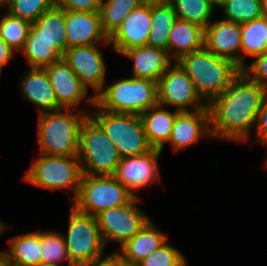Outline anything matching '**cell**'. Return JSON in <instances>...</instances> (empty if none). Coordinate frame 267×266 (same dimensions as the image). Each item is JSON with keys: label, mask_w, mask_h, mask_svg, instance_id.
<instances>
[{"label": "cell", "mask_w": 267, "mask_h": 266, "mask_svg": "<svg viewBox=\"0 0 267 266\" xmlns=\"http://www.w3.org/2000/svg\"><path fill=\"white\" fill-rule=\"evenodd\" d=\"M93 107L95 114L89 116L112 141L121 159L146 154L153 149L146 138L141 116L109 112L96 104Z\"/></svg>", "instance_id": "5b68a950"}, {"label": "cell", "mask_w": 267, "mask_h": 266, "mask_svg": "<svg viewBox=\"0 0 267 266\" xmlns=\"http://www.w3.org/2000/svg\"><path fill=\"white\" fill-rule=\"evenodd\" d=\"M65 260L67 266H75L68 256L63 235L56 231L41 232V265L60 266Z\"/></svg>", "instance_id": "4dcf8cb0"}, {"label": "cell", "mask_w": 267, "mask_h": 266, "mask_svg": "<svg viewBox=\"0 0 267 266\" xmlns=\"http://www.w3.org/2000/svg\"><path fill=\"white\" fill-rule=\"evenodd\" d=\"M158 104L172 106L175 110L190 111L188 106L195 110L208 109V103H200L202 97L197 92L193 81L175 61L157 82Z\"/></svg>", "instance_id": "8fae6325"}, {"label": "cell", "mask_w": 267, "mask_h": 266, "mask_svg": "<svg viewBox=\"0 0 267 266\" xmlns=\"http://www.w3.org/2000/svg\"><path fill=\"white\" fill-rule=\"evenodd\" d=\"M20 86L22 95L39 108L38 114L63 110L44 68H30L21 78Z\"/></svg>", "instance_id": "ffe728a7"}, {"label": "cell", "mask_w": 267, "mask_h": 266, "mask_svg": "<svg viewBox=\"0 0 267 266\" xmlns=\"http://www.w3.org/2000/svg\"><path fill=\"white\" fill-rule=\"evenodd\" d=\"M121 54L134 60L132 77L156 82L174 61L167 51L149 46L134 47Z\"/></svg>", "instance_id": "44dd1931"}, {"label": "cell", "mask_w": 267, "mask_h": 266, "mask_svg": "<svg viewBox=\"0 0 267 266\" xmlns=\"http://www.w3.org/2000/svg\"><path fill=\"white\" fill-rule=\"evenodd\" d=\"M137 266H187V260L179 250L166 241Z\"/></svg>", "instance_id": "e575fe53"}, {"label": "cell", "mask_w": 267, "mask_h": 266, "mask_svg": "<svg viewBox=\"0 0 267 266\" xmlns=\"http://www.w3.org/2000/svg\"><path fill=\"white\" fill-rule=\"evenodd\" d=\"M70 261L75 266H88L105 252L97 220L71 206L67 236H63Z\"/></svg>", "instance_id": "9c48e42d"}, {"label": "cell", "mask_w": 267, "mask_h": 266, "mask_svg": "<svg viewBox=\"0 0 267 266\" xmlns=\"http://www.w3.org/2000/svg\"><path fill=\"white\" fill-rule=\"evenodd\" d=\"M262 16L267 19V0H261Z\"/></svg>", "instance_id": "b9f144b4"}, {"label": "cell", "mask_w": 267, "mask_h": 266, "mask_svg": "<svg viewBox=\"0 0 267 266\" xmlns=\"http://www.w3.org/2000/svg\"><path fill=\"white\" fill-rule=\"evenodd\" d=\"M83 172L77 156H53L40 153V157L32 162L23 180L45 189H70L77 196Z\"/></svg>", "instance_id": "52a82bcc"}, {"label": "cell", "mask_w": 267, "mask_h": 266, "mask_svg": "<svg viewBox=\"0 0 267 266\" xmlns=\"http://www.w3.org/2000/svg\"><path fill=\"white\" fill-rule=\"evenodd\" d=\"M216 6H218L224 0H211Z\"/></svg>", "instance_id": "f6af8a7d"}, {"label": "cell", "mask_w": 267, "mask_h": 266, "mask_svg": "<svg viewBox=\"0 0 267 266\" xmlns=\"http://www.w3.org/2000/svg\"><path fill=\"white\" fill-rule=\"evenodd\" d=\"M204 47L241 68V24L224 19L210 23L204 29Z\"/></svg>", "instance_id": "5bb4252c"}, {"label": "cell", "mask_w": 267, "mask_h": 266, "mask_svg": "<svg viewBox=\"0 0 267 266\" xmlns=\"http://www.w3.org/2000/svg\"><path fill=\"white\" fill-rule=\"evenodd\" d=\"M138 200L140 199L134 196L127 204L109 208L95 216L105 246L108 241L124 245L150 220L137 207Z\"/></svg>", "instance_id": "30bf717a"}, {"label": "cell", "mask_w": 267, "mask_h": 266, "mask_svg": "<svg viewBox=\"0 0 267 266\" xmlns=\"http://www.w3.org/2000/svg\"><path fill=\"white\" fill-rule=\"evenodd\" d=\"M26 41H44L62 57L67 51L65 10L53 6L32 23Z\"/></svg>", "instance_id": "d6986e66"}, {"label": "cell", "mask_w": 267, "mask_h": 266, "mask_svg": "<svg viewBox=\"0 0 267 266\" xmlns=\"http://www.w3.org/2000/svg\"><path fill=\"white\" fill-rule=\"evenodd\" d=\"M178 19L206 29L216 6L211 0H169Z\"/></svg>", "instance_id": "f1b7e54d"}, {"label": "cell", "mask_w": 267, "mask_h": 266, "mask_svg": "<svg viewBox=\"0 0 267 266\" xmlns=\"http://www.w3.org/2000/svg\"><path fill=\"white\" fill-rule=\"evenodd\" d=\"M67 49L77 46L109 43L103 32L100 12L65 11Z\"/></svg>", "instance_id": "9a60e30c"}, {"label": "cell", "mask_w": 267, "mask_h": 266, "mask_svg": "<svg viewBox=\"0 0 267 266\" xmlns=\"http://www.w3.org/2000/svg\"><path fill=\"white\" fill-rule=\"evenodd\" d=\"M61 111V112H60ZM39 114L37 141L40 153L53 156H77L82 123L89 116L66 109Z\"/></svg>", "instance_id": "3957f363"}, {"label": "cell", "mask_w": 267, "mask_h": 266, "mask_svg": "<svg viewBox=\"0 0 267 266\" xmlns=\"http://www.w3.org/2000/svg\"><path fill=\"white\" fill-rule=\"evenodd\" d=\"M7 0H0V7L6 2Z\"/></svg>", "instance_id": "bcb514c9"}, {"label": "cell", "mask_w": 267, "mask_h": 266, "mask_svg": "<svg viewBox=\"0 0 267 266\" xmlns=\"http://www.w3.org/2000/svg\"><path fill=\"white\" fill-rule=\"evenodd\" d=\"M49 77L56 100L64 110L74 109L87 98L88 90L62 59L44 68Z\"/></svg>", "instance_id": "e0dca14e"}, {"label": "cell", "mask_w": 267, "mask_h": 266, "mask_svg": "<svg viewBox=\"0 0 267 266\" xmlns=\"http://www.w3.org/2000/svg\"><path fill=\"white\" fill-rule=\"evenodd\" d=\"M141 5L154 6L168 2L169 0H139Z\"/></svg>", "instance_id": "60d3db41"}, {"label": "cell", "mask_w": 267, "mask_h": 266, "mask_svg": "<svg viewBox=\"0 0 267 266\" xmlns=\"http://www.w3.org/2000/svg\"><path fill=\"white\" fill-rule=\"evenodd\" d=\"M0 266H11V265L0 255Z\"/></svg>", "instance_id": "ee69618b"}, {"label": "cell", "mask_w": 267, "mask_h": 266, "mask_svg": "<svg viewBox=\"0 0 267 266\" xmlns=\"http://www.w3.org/2000/svg\"><path fill=\"white\" fill-rule=\"evenodd\" d=\"M134 195L113 175L91 176L83 174L72 206L94 217L101 211L127 204Z\"/></svg>", "instance_id": "ba28073f"}, {"label": "cell", "mask_w": 267, "mask_h": 266, "mask_svg": "<svg viewBox=\"0 0 267 266\" xmlns=\"http://www.w3.org/2000/svg\"><path fill=\"white\" fill-rule=\"evenodd\" d=\"M203 47L204 29L197 24L177 18L169 33V56L177 61L181 56Z\"/></svg>", "instance_id": "603a6c76"}, {"label": "cell", "mask_w": 267, "mask_h": 266, "mask_svg": "<svg viewBox=\"0 0 267 266\" xmlns=\"http://www.w3.org/2000/svg\"><path fill=\"white\" fill-rule=\"evenodd\" d=\"M77 158L83 174L114 175L120 156L103 129L88 116L82 123Z\"/></svg>", "instance_id": "8992f818"}, {"label": "cell", "mask_w": 267, "mask_h": 266, "mask_svg": "<svg viewBox=\"0 0 267 266\" xmlns=\"http://www.w3.org/2000/svg\"><path fill=\"white\" fill-rule=\"evenodd\" d=\"M8 242L11 250H5L0 255L11 266L41 265V231L21 234Z\"/></svg>", "instance_id": "cb8c5ba5"}, {"label": "cell", "mask_w": 267, "mask_h": 266, "mask_svg": "<svg viewBox=\"0 0 267 266\" xmlns=\"http://www.w3.org/2000/svg\"><path fill=\"white\" fill-rule=\"evenodd\" d=\"M204 135L212 138L209 109L181 111L176 114L168 143L176 152L195 144Z\"/></svg>", "instance_id": "ac0fdd59"}, {"label": "cell", "mask_w": 267, "mask_h": 266, "mask_svg": "<svg viewBox=\"0 0 267 266\" xmlns=\"http://www.w3.org/2000/svg\"><path fill=\"white\" fill-rule=\"evenodd\" d=\"M151 26V6L132 10L121 26L109 38L113 51L121 54L134 47L147 46Z\"/></svg>", "instance_id": "2e32d148"}, {"label": "cell", "mask_w": 267, "mask_h": 266, "mask_svg": "<svg viewBox=\"0 0 267 266\" xmlns=\"http://www.w3.org/2000/svg\"><path fill=\"white\" fill-rule=\"evenodd\" d=\"M256 143L267 144V96L256 119Z\"/></svg>", "instance_id": "74e56055"}, {"label": "cell", "mask_w": 267, "mask_h": 266, "mask_svg": "<svg viewBox=\"0 0 267 266\" xmlns=\"http://www.w3.org/2000/svg\"><path fill=\"white\" fill-rule=\"evenodd\" d=\"M102 0H54V6L65 11L100 12Z\"/></svg>", "instance_id": "8d00e7d4"}, {"label": "cell", "mask_w": 267, "mask_h": 266, "mask_svg": "<svg viewBox=\"0 0 267 266\" xmlns=\"http://www.w3.org/2000/svg\"><path fill=\"white\" fill-rule=\"evenodd\" d=\"M53 6L54 0H7L1 7H6L9 14L33 23Z\"/></svg>", "instance_id": "d6a6232c"}, {"label": "cell", "mask_w": 267, "mask_h": 266, "mask_svg": "<svg viewBox=\"0 0 267 266\" xmlns=\"http://www.w3.org/2000/svg\"><path fill=\"white\" fill-rule=\"evenodd\" d=\"M267 19L259 18L241 24V69L245 56L254 57L266 50ZM243 53V54H242Z\"/></svg>", "instance_id": "4316f807"}, {"label": "cell", "mask_w": 267, "mask_h": 266, "mask_svg": "<svg viewBox=\"0 0 267 266\" xmlns=\"http://www.w3.org/2000/svg\"><path fill=\"white\" fill-rule=\"evenodd\" d=\"M15 51L11 49L1 38H0V75L3 66L8 64L9 59L13 58Z\"/></svg>", "instance_id": "ab89813d"}, {"label": "cell", "mask_w": 267, "mask_h": 266, "mask_svg": "<svg viewBox=\"0 0 267 266\" xmlns=\"http://www.w3.org/2000/svg\"><path fill=\"white\" fill-rule=\"evenodd\" d=\"M32 23L8 12L0 19V38L15 52L22 51Z\"/></svg>", "instance_id": "f546056e"}, {"label": "cell", "mask_w": 267, "mask_h": 266, "mask_svg": "<svg viewBox=\"0 0 267 266\" xmlns=\"http://www.w3.org/2000/svg\"><path fill=\"white\" fill-rule=\"evenodd\" d=\"M266 146H267V144H265ZM267 149V148H266ZM266 155H267V150H266ZM267 157V156H266ZM265 164L267 165V159H266V162H265Z\"/></svg>", "instance_id": "7dc6e473"}, {"label": "cell", "mask_w": 267, "mask_h": 266, "mask_svg": "<svg viewBox=\"0 0 267 266\" xmlns=\"http://www.w3.org/2000/svg\"><path fill=\"white\" fill-rule=\"evenodd\" d=\"M95 104L113 113L141 115L158 104L157 82L142 78H123L96 97Z\"/></svg>", "instance_id": "277c9868"}, {"label": "cell", "mask_w": 267, "mask_h": 266, "mask_svg": "<svg viewBox=\"0 0 267 266\" xmlns=\"http://www.w3.org/2000/svg\"><path fill=\"white\" fill-rule=\"evenodd\" d=\"M255 60L244 66L241 71L244 72L251 80L267 88V53L258 54Z\"/></svg>", "instance_id": "d590c367"}, {"label": "cell", "mask_w": 267, "mask_h": 266, "mask_svg": "<svg viewBox=\"0 0 267 266\" xmlns=\"http://www.w3.org/2000/svg\"><path fill=\"white\" fill-rule=\"evenodd\" d=\"M7 229L5 223H3L1 220H0V236H2V234H4L5 230Z\"/></svg>", "instance_id": "7bdbcfd3"}, {"label": "cell", "mask_w": 267, "mask_h": 266, "mask_svg": "<svg viewBox=\"0 0 267 266\" xmlns=\"http://www.w3.org/2000/svg\"><path fill=\"white\" fill-rule=\"evenodd\" d=\"M97 46L96 44L71 47L62 57L87 90L89 86L95 90L96 93L86 99L92 106L95 104V97L105 87L106 64Z\"/></svg>", "instance_id": "7c38bea8"}, {"label": "cell", "mask_w": 267, "mask_h": 266, "mask_svg": "<svg viewBox=\"0 0 267 266\" xmlns=\"http://www.w3.org/2000/svg\"><path fill=\"white\" fill-rule=\"evenodd\" d=\"M21 52L26 56L30 68H45L62 59V56L44 41H26Z\"/></svg>", "instance_id": "836d02e7"}, {"label": "cell", "mask_w": 267, "mask_h": 266, "mask_svg": "<svg viewBox=\"0 0 267 266\" xmlns=\"http://www.w3.org/2000/svg\"><path fill=\"white\" fill-rule=\"evenodd\" d=\"M218 7L223 8L224 20L244 23L262 18L261 0H224Z\"/></svg>", "instance_id": "1f68e13d"}, {"label": "cell", "mask_w": 267, "mask_h": 266, "mask_svg": "<svg viewBox=\"0 0 267 266\" xmlns=\"http://www.w3.org/2000/svg\"><path fill=\"white\" fill-rule=\"evenodd\" d=\"M140 6L139 0H102L101 24L107 37L110 38L130 12Z\"/></svg>", "instance_id": "83f0119b"}, {"label": "cell", "mask_w": 267, "mask_h": 266, "mask_svg": "<svg viewBox=\"0 0 267 266\" xmlns=\"http://www.w3.org/2000/svg\"><path fill=\"white\" fill-rule=\"evenodd\" d=\"M178 112V110H174L172 113L165 110L164 106L157 104L140 115L146 138L153 148L162 151L165 143L169 142L173 123Z\"/></svg>", "instance_id": "d4e9b609"}, {"label": "cell", "mask_w": 267, "mask_h": 266, "mask_svg": "<svg viewBox=\"0 0 267 266\" xmlns=\"http://www.w3.org/2000/svg\"><path fill=\"white\" fill-rule=\"evenodd\" d=\"M176 19L175 11L169 1L151 6V26L147 46L168 52L169 33Z\"/></svg>", "instance_id": "484cf974"}, {"label": "cell", "mask_w": 267, "mask_h": 266, "mask_svg": "<svg viewBox=\"0 0 267 266\" xmlns=\"http://www.w3.org/2000/svg\"><path fill=\"white\" fill-rule=\"evenodd\" d=\"M176 62L206 103L223 93L241 72L233 61L216 56L205 47L181 56Z\"/></svg>", "instance_id": "7a4b0ae2"}, {"label": "cell", "mask_w": 267, "mask_h": 266, "mask_svg": "<svg viewBox=\"0 0 267 266\" xmlns=\"http://www.w3.org/2000/svg\"><path fill=\"white\" fill-rule=\"evenodd\" d=\"M167 236L162 233L149 220L143 228L117 252L132 266H137L149 254L158 249L167 241Z\"/></svg>", "instance_id": "7402d4cb"}, {"label": "cell", "mask_w": 267, "mask_h": 266, "mask_svg": "<svg viewBox=\"0 0 267 266\" xmlns=\"http://www.w3.org/2000/svg\"><path fill=\"white\" fill-rule=\"evenodd\" d=\"M266 96L267 88L241 71L223 93L208 103L212 138L247 142Z\"/></svg>", "instance_id": "6da1fadb"}, {"label": "cell", "mask_w": 267, "mask_h": 266, "mask_svg": "<svg viewBox=\"0 0 267 266\" xmlns=\"http://www.w3.org/2000/svg\"><path fill=\"white\" fill-rule=\"evenodd\" d=\"M161 153L160 149L153 148L146 154L122 158L113 176L129 192L138 196L135 191L160 181L158 159Z\"/></svg>", "instance_id": "4fadbf2b"}, {"label": "cell", "mask_w": 267, "mask_h": 266, "mask_svg": "<svg viewBox=\"0 0 267 266\" xmlns=\"http://www.w3.org/2000/svg\"><path fill=\"white\" fill-rule=\"evenodd\" d=\"M88 266H132L117 251L112 252L105 258L100 257Z\"/></svg>", "instance_id": "f35d334b"}]
</instances>
